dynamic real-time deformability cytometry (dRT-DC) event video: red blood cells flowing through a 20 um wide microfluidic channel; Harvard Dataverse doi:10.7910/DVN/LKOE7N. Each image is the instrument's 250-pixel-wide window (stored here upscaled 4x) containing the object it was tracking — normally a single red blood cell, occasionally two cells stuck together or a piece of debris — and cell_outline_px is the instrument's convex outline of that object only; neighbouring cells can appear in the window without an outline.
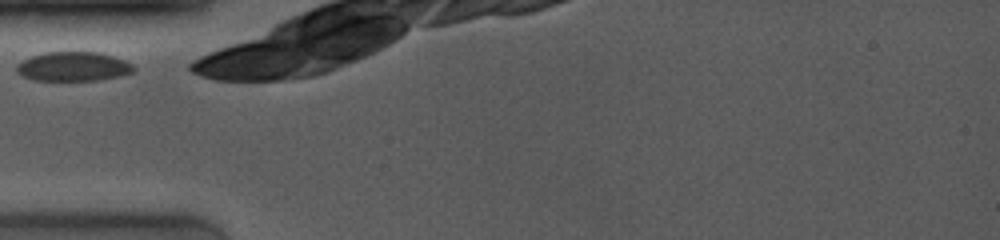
{"species": "common noctule bat (a hibernating species)", "species_latin": "Nyctalus noctula", "temperature_condition": "room temperature", "stored_images_in_passage": 15, "camera_frame_rate_fps": 4000, "um_per_image_px": 0.085, "animal": {"sex": "female", "body_mass_g": 19.0, "forearm_length_mm": 53.3}, "frame": {"image": 1, "passage_image": 1, "time_ms": 0.0, "image_size_px": [1000, 240], "cell_outline_px": [[136, 72], [120, 76], [96, 80], [32, 80], [16, 72], [16, 64], [32, 56], [44, 52], [100, 52], [124, 60], [132, 64], [136, 68]], "centroid_in_image_um": [6.25, 5.65], "position_along_channel_um": 78.7, "area_um2": 20.0}}